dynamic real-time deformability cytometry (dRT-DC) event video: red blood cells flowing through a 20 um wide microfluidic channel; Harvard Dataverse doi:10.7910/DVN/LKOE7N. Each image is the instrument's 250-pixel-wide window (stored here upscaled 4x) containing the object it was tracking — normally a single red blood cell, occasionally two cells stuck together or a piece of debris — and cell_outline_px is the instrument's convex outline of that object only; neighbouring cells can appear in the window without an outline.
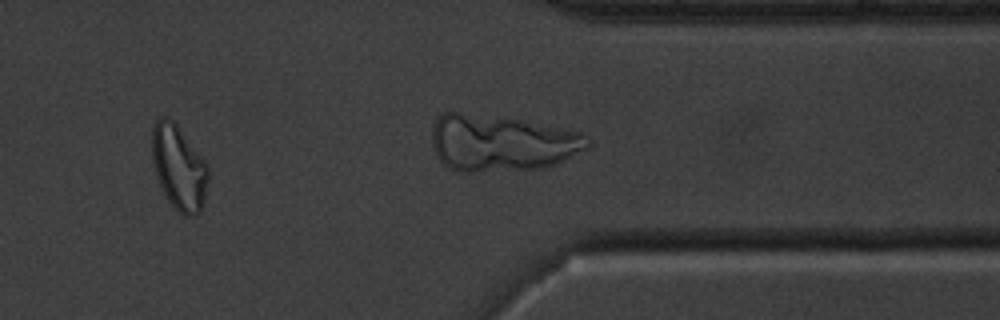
{"species": "common noctule bat (a hibernating species)", "species_latin": "Nyctalus noctula", "temperature_condition": "cold", "stored_images_in_passage": 40, "camera_frame_rate_fps": 3000, "um_per_image_px": 0.085, "animal": {"sex": "male", "body_mass_g": 20.1, "forearm_length_mm": 53.5}, "frame": {"image": 1, "passage_image": 36, "time_ms": 11.667, "image_size_px": [1000, 320], "cell_outline_px": [[208, 180], [200, 212], [196, 216], [184, 216], [168, 200], [156, 176], [152, 160], [152, 124], [160, 116], [168, 116], [176, 124], [208, 164]], "centroid_in_image_um": [15.19, 14.2], "position_along_channel_um": 396.2, "area_um2": 27.57}}